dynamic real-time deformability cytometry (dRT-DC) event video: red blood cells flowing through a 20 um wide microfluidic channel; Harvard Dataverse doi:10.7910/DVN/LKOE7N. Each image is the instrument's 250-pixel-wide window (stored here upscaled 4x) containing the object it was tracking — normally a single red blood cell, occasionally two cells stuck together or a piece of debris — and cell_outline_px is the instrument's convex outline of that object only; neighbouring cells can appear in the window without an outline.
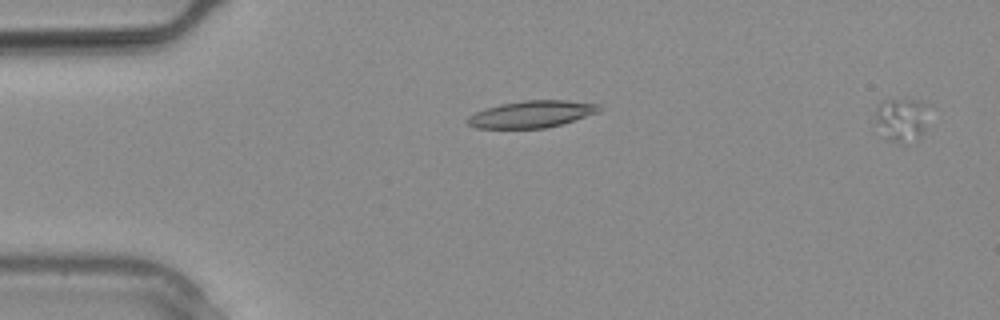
{"species": "common noctule bat (a hibernating species)", "species_latin": "Nyctalus noctula", "temperature_condition": "warm", "stored_images_in_passage": 6, "camera_frame_rate_fps": 3000, "um_per_image_px": 0.085, "animal": {"sex": "male", "body_mass_g": 20.4}, "frame": {"image": 1, "passage_image": 1, "time_ms": 0.0, "image_size_px": [1000, 320], "cell_outline_px": [[924, 128], [920, 136], [916, 140], [900, 144], [888, 140], [876, 120], [876, 108], [884, 100], [920, 100], [924, 104]], "centroid_in_image_um": [76.6, 10.18], "position_along_channel_um": 8.4, "area_um2": 12.83}}
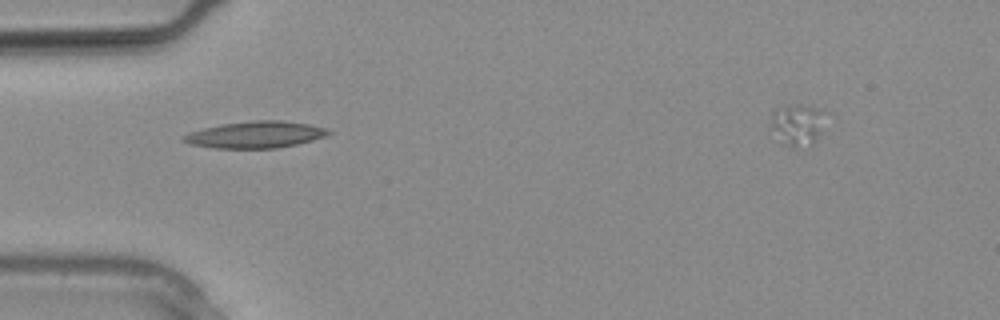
{"frame": {"image": 2, "passage_image": 3, "time_ms": 0.667, "image_size_px": [1000, 320], "cell_outline_px": [[332, 132], [324, 136], [312, 140], [296, 144], [276, 148], [212, 148], [188, 144], [180, 140], [180, 136], [204, 128], [220, 124], [256, 120], [280, 120], [308, 124], [328, 128]], "centroid_in_image_um": [21.67, 11.45], "position_along_channel_um": 63.3, "area_um2": 22.54}}